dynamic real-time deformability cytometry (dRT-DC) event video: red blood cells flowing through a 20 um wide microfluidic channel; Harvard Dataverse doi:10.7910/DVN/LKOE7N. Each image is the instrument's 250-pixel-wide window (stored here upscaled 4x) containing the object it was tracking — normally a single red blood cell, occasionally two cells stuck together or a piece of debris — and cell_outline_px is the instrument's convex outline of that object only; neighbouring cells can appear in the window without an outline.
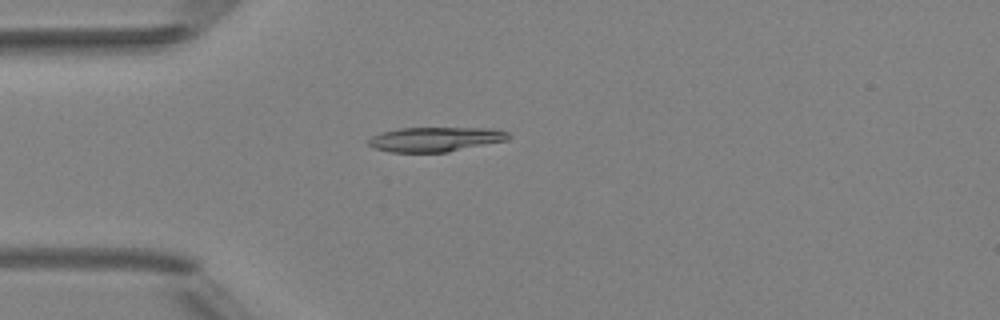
{"species": "Egyptian fruit bat (a non-hibernating species)", "species_latin": "Rousettus aegyptiacus", "temperature_condition": "room temperature", "stored_images_in_passage": 5, "camera_frame_rate_fps": 3000, "um_per_image_px": 0.085, "animal": {"sex": "female"}, "frame": {"image": 1, "passage_image": 4, "time_ms": 3.667, "image_size_px": [1000, 320], "cell_outline_px": [[512, 136], [508, 140], [448, 152], [392, 152], [372, 148], [368, 144], [368, 140], [372, 136], [380, 132], [400, 128], [492, 128], [508, 132]], "centroid_in_image_um": [37.01, 11.84], "position_along_channel_um": 48.0, "area_um2": 20.17}}